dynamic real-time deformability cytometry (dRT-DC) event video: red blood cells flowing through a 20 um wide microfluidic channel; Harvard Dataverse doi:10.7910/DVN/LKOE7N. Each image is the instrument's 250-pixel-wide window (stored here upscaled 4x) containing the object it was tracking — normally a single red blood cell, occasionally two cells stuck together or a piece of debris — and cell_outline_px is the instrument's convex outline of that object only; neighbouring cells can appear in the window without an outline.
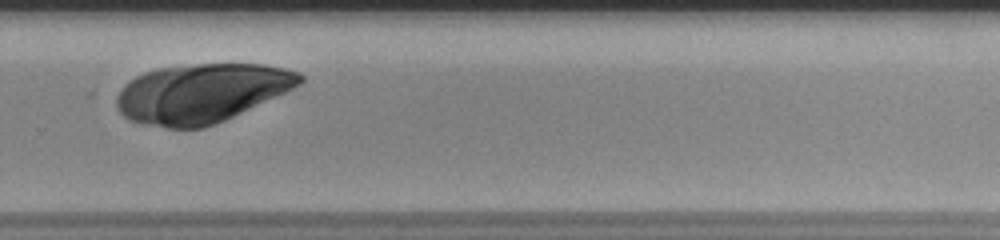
{"species": "human", "species_latin": "Homo sapiens", "temperature_condition": "room temperature", "stored_images_in_passage": 34, "camera_frame_rate_fps": 3000, "um_per_image_px": 0.085, "donor": {"sex": "male"}, "frame": {"image": 1, "passage_image": 27, "time_ms": 8.667, "image_size_px": [1000, 240], "cell_outline_px": [[304, 80], [300, 84], [284, 92], [216, 124], [204, 128], [168, 128], [140, 124], [128, 120], [120, 112], [116, 104], [116, 96], [120, 88], [128, 80], [144, 72], [160, 68], [196, 64], [264, 64], [284, 68], [300, 72], [304, 76]], "centroid_in_image_um": [17.08, 7.92], "position_along_channel_um": 312.7, "area_um2": 62.94}}
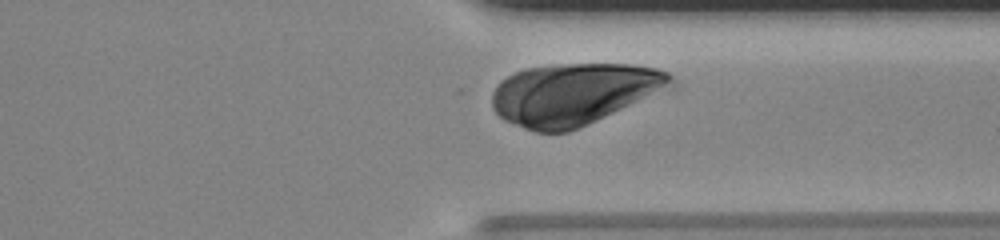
{"frame": {"image": 2, "passage_image": 31, "time_ms": 10.0, "image_size_px": [1000, 240], "cell_outline_px": [[676, 84], [588, 124], [568, 132], [536, 132], [524, 128], [504, 120], [492, 108], [492, 92], [500, 80], [524, 68], [564, 64], [632, 64], [656, 68], [668, 72], [676, 80]], "centroid_in_image_um": [48.75, 7.98], "position_along_channel_um": 362.6, "area_um2": 63.98}}